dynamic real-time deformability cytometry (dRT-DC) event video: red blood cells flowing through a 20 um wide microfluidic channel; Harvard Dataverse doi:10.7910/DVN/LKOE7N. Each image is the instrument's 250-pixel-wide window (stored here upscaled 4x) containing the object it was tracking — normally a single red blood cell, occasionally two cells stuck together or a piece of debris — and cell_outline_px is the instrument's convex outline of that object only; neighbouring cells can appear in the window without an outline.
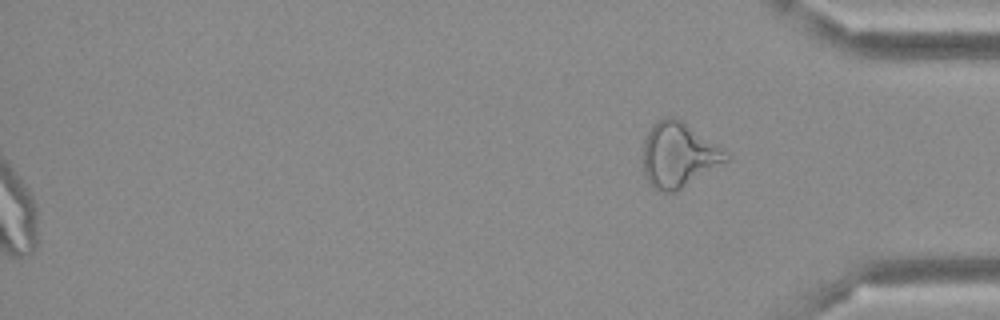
{"species": "Egyptian fruit bat (a non-hibernating species)", "species_latin": "Rousettus aegyptiacus", "temperature_condition": "cold", "stored_images_in_passage": 35, "camera_frame_rate_fps": 3000, "um_per_image_px": 0.085, "frame": {"image": 1, "passage_image": 35, "time_ms": 11.333, "image_size_px": [1000, 320], "cell_outline_px": [[728, 160], [676, 192], [660, 192], [652, 188], [644, 176], [644, 140], [652, 124], [664, 116], [672, 116], [680, 120], [716, 144], [728, 156]], "centroid_in_image_um": [57.62, 13.19], "position_along_channel_um": 377.6, "area_um2": 30.92}}